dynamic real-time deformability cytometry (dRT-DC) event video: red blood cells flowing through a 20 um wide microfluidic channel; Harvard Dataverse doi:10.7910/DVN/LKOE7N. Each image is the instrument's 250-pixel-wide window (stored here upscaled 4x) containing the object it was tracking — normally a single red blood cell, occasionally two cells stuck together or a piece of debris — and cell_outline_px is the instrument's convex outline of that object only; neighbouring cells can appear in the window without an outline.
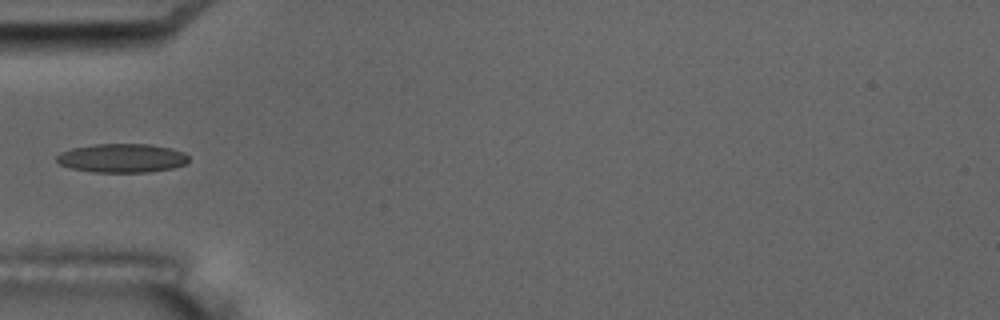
{"species": "common noctule bat (a hibernating species)", "species_latin": "Nyctalus noctula", "temperature_condition": "room temperature", "stored_images_in_passage": 1, "camera_frame_rate_fps": 3000, "um_per_image_px": 0.085, "animal": {"sex": "male", "body_mass_g": 17.5, "forearm_length_mm": 52.3}, "frame": {"image": 1, "passage_image": 1, "time_ms": 0.0, "image_size_px": [1000, 320], "cell_outline_px": [[188, 160], [184, 164], [172, 168], [148, 172], [92, 172], [72, 168], [60, 164], [56, 160], [56, 156], [60, 152], [72, 148], [96, 144], [148, 144], [172, 148], [184, 152], [188, 156]], "centroid_in_image_um": [10.36, 13.43], "position_along_channel_um": 74.6, "area_um2": 22.14}}